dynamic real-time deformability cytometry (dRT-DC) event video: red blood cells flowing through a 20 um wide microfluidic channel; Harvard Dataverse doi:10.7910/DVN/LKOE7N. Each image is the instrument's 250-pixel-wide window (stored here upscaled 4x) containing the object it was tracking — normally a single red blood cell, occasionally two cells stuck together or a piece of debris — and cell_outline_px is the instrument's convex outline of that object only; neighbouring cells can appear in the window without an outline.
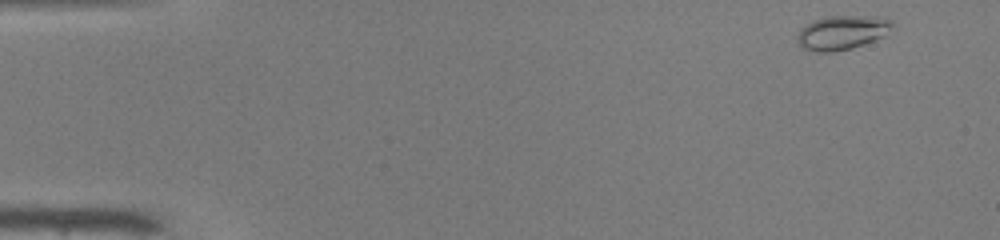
{"species": "common noctule bat (a hibernating species)", "species_latin": "Nyctalus noctula", "temperature_condition": "warm", "stored_images_in_passage": 48, "camera_frame_rate_fps": 3000, "um_per_image_px": 0.085, "animal": {"sex": "male", "body_mass_g": 19.0, "forearm_length_mm": 50.8}, "frame": {"image": 1, "passage_image": 1, "time_ms": 0.0, "image_size_px": [1000, 240], "cell_outline_px": [[896, 24], [884, 36], [876, 40], [852, 48], [832, 52], [816, 52], [800, 48], [796, 40], [796, 36], [800, 28], [804, 24], [812, 20], [824, 16], [884, 16], [892, 20]], "centroid_in_image_um": [71.57, 2.75], "position_along_channel_um": 13.4, "area_um2": 19.59}}
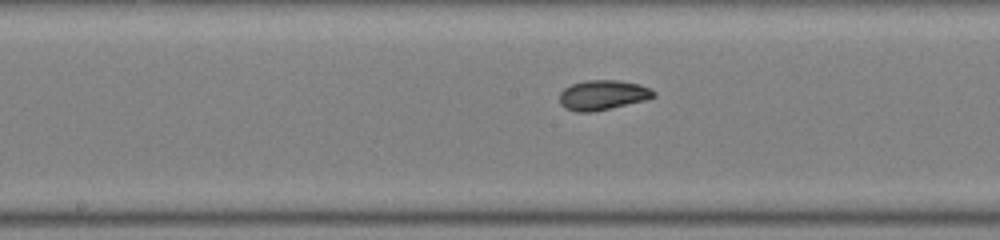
{"frame": {"image": 2, "passage_image": 24, "time_ms": 7.667, "image_size_px": [1000, 240], "cell_outline_px": [[656, 96], [644, 100], [592, 112], [576, 112], [564, 108], [560, 104], [560, 92], [564, 88], [572, 84], [584, 80], [620, 80], [640, 84], [652, 88], [656, 92]], "centroid_in_image_um": [51.23, 8.06], "position_along_channel_um": 197.0, "area_um2": 16.47}}
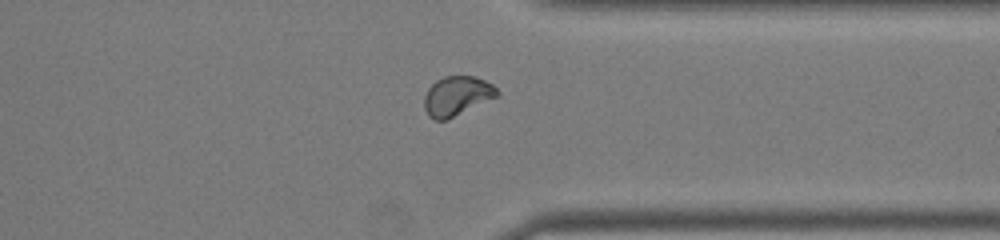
{"frame": {"image": 3, "passage_image": 37, "time_ms": 12.0, "image_size_px": [1000, 240], "cell_outline_px": [[500, 92], [496, 96], [448, 120], [436, 120], [428, 116], [424, 108], [424, 96], [428, 88], [436, 80], [444, 76], [472, 76], [484, 80], [492, 84]], "centroid_in_image_um": [38.8, 8.16], "position_along_channel_um": 372.6, "area_um2": 16.65}, "authors_computed_cell_mechanics": {"area_um2": 16.5886, "velocity_mm_per_s": 4.0767, "shape_relaxation_time_tau1_ms": 4.8882, "shape_relaxation_time_tau2_ms": 1.0801, "deformation_change_tau1": 0.1702, "deformation_change_tau2": 0.0428}}